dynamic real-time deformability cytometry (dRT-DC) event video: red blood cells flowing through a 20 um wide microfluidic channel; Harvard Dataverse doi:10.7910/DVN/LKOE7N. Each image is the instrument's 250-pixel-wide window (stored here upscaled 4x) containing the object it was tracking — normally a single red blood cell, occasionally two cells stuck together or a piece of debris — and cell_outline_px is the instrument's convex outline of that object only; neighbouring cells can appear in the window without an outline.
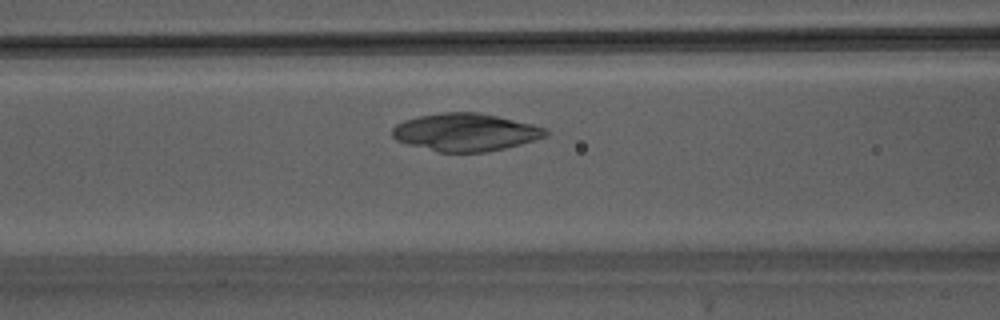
{"species": "Egyptian fruit bat (a non-hibernating species)", "species_latin": "Rousettus aegyptiacus", "temperature_condition": "warm", "stored_images_in_passage": 14, "camera_frame_rate_fps": 3000, "um_per_image_px": 0.085, "animal": {"sex": "male"}, "frame": {"image": 1, "passage_image": 7, "time_ms": 2.0, "image_size_px": [1000, 320], "cell_outline_px": [[548, 132], [544, 136], [520, 144], [504, 148], [484, 152], [436, 152], [408, 144], [396, 140], [392, 136], [392, 128], [396, 124], [404, 120], [420, 116], [440, 112], [480, 112], [532, 124], [544, 128]], "centroid_in_image_um": [39.51, 11.23], "position_along_channel_um": 127.1, "area_um2": 33.47}}